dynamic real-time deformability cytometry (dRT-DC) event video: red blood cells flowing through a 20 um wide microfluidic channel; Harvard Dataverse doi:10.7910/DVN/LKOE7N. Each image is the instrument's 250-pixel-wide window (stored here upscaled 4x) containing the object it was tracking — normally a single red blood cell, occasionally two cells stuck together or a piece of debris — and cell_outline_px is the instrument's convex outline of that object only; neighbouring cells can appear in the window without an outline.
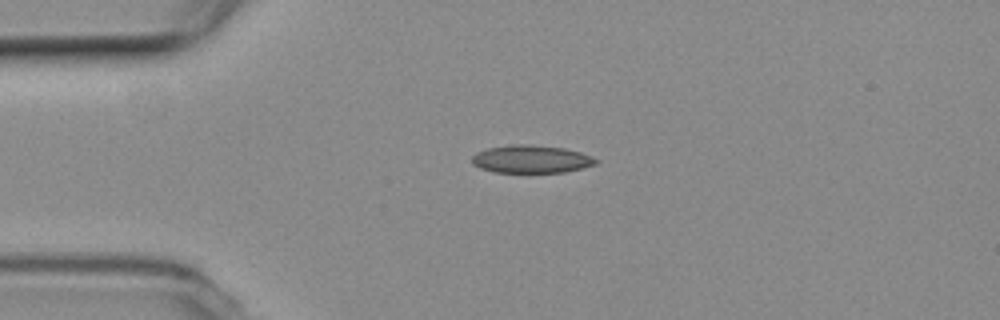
{"species": "common noctule bat (a hibernating species)", "species_latin": "Nyctalus noctula", "temperature_condition": "room temperature", "stored_images_in_passage": 43, "camera_frame_rate_fps": 3000, "um_per_image_px": 0.085, "animal": {"sex": "female", "body_mass_g": 19.3, "forearm_length_mm": 54.1}, "frame": {"image": 1, "passage_image": 1, "time_ms": 0.0, "image_size_px": [1000, 320], "cell_outline_px": [[600, 160], [596, 164], [564, 172], [496, 172], [480, 168], [472, 164], [472, 156], [476, 152], [488, 148], [512, 144], [528, 144], [564, 148], [580, 152]], "centroid_in_image_um": [45.13, 13.52], "position_along_channel_um": 39.9, "area_um2": 20.0}}
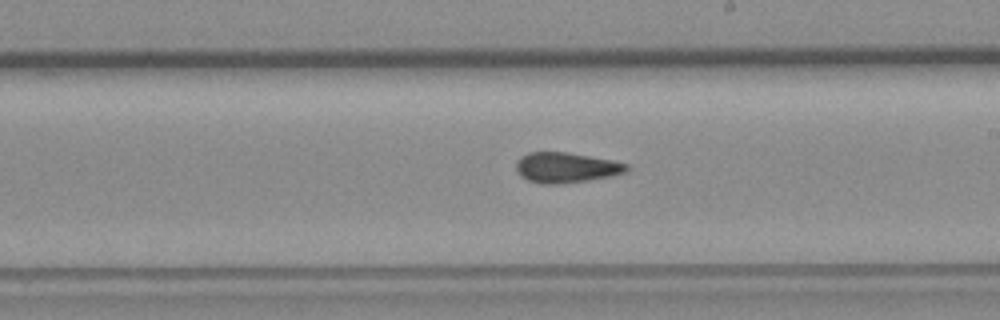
{"frame": {"image": 2, "passage_image": 19, "time_ms": 6.0, "image_size_px": [1000, 320], "cell_outline_px": [[632, 168], [628, 172], [612, 176], [588, 180], [560, 184], [540, 184], [528, 180], [520, 176], [516, 172], [516, 160], [520, 156], [528, 152], [568, 152], [612, 160], [628, 164]], "centroid_in_image_um": [48.12, 14.24], "position_along_channel_um": 240.9, "area_um2": 19.88}}
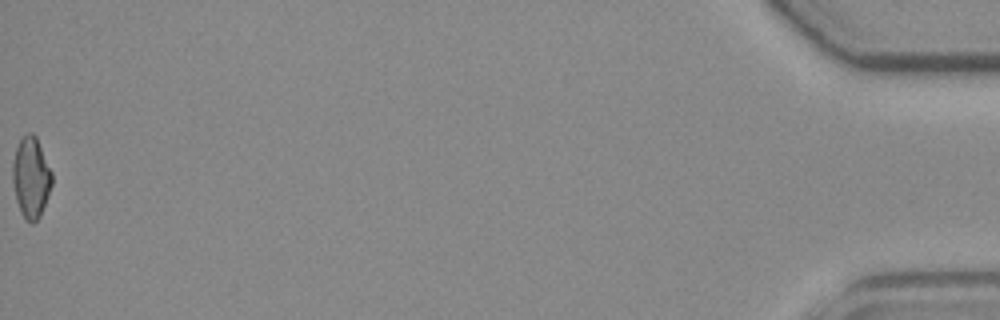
{"frame": {"image": 3, "passage_image": 43, "time_ms": 14.0, "image_size_px": [1000, 320], "cell_outline_px": [[52, 184], [40, 216], [32, 224], [24, 220], [20, 212], [16, 200], [12, 180], [12, 164], [16, 148], [20, 140], [28, 132], [32, 132], [36, 136], [52, 172]], "centroid_in_image_um": [2.62, 15.1], "position_along_channel_um": 432.6, "area_um2": 18.55}, "authors_computed_cell_mechanics": {"area_um2": 19.2474, "velocity_mm_per_s": 3.7713, "shape_relaxation_time_tau1_ms": null, "shape_relaxation_time_tau2_ms": 1.5495, "deformation_change_tau1": null, "deformation_change_tau2": 0.0845}}